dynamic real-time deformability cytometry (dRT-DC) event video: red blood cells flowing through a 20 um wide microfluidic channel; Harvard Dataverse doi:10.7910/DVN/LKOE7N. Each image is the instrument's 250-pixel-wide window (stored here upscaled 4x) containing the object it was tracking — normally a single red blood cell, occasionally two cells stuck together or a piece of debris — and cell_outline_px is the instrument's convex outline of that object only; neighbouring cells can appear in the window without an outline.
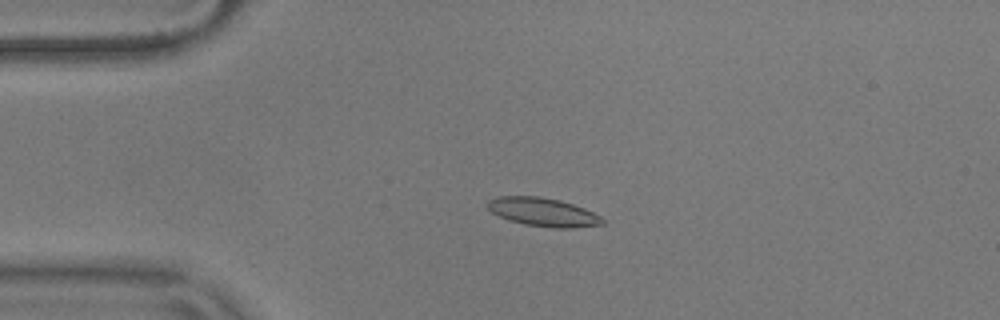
{"species": "common noctule bat (a hibernating species)", "species_latin": "Nyctalus noctula", "temperature_condition": "warm", "stored_images_in_passage": 56, "camera_frame_rate_fps": 3000, "um_per_image_px": 0.085, "animal": {"sex": "male", "body_mass_g": 17.9}, "frame": {"image": 1, "passage_image": 13, "time_ms": 4.0, "image_size_px": [1000, 320], "cell_outline_px": [[604, 224], [572, 228], [556, 228], [524, 224], [508, 220], [492, 212], [488, 208], [488, 200], [496, 196], [540, 196], [560, 200], [584, 208], [600, 216], [604, 220]], "centroid_in_image_um": [46.15, 18.02], "position_along_channel_um": 38.8, "area_um2": 19.02}}
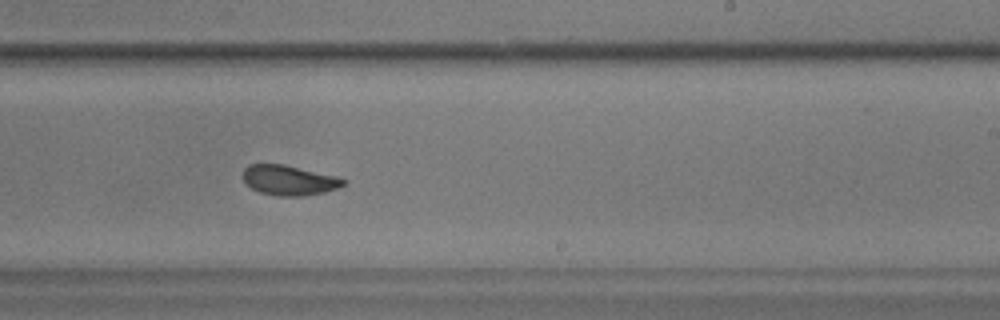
{"frame": {"image": 2, "passage_image": 34, "time_ms": 11.0, "image_size_px": [1000, 320], "cell_outline_px": [[348, 180], [344, 184], [336, 188], [324, 192], [304, 196], [280, 196], [260, 192], [252, 188], [244, 180], [244, 168], [248, 164], [284, 164], [336, 176]], "centroid_in_image_um": [24.58, 15.31], "position_along_channel_um": 264.4, "area_um2": 17.4}}
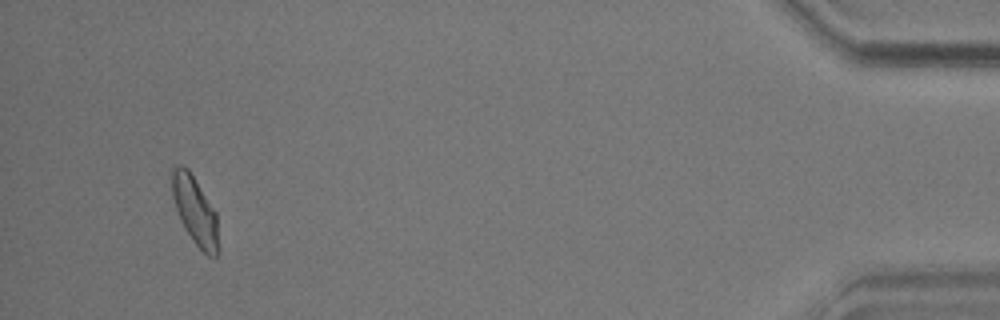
{"frame": {"image": 3, "passage_image": 53, "time_ms": 17.333, "image_size_px": [1000, 320], "cell_outline_px": [[220, 248], [216, 256], [208, 256], [192, 240], [184, 228], [180, 220], [172, 196], [172, 168], [176, 164], [184, 164], [188, 168], [216, 212]], "centroid_in_image_um": [16.58, 17.9], "position_along_channel_um": 418.6, "area_um2": 18.61}, "authors_computed_cell_mechanics": {"area_um2": 18.207, "velocity_mm_per_s": 3.6118, "shape_relaxation_time_tau1_ms": 2.8522, "shape_relaxation_time_tau2_ms": 1.5592, "deformation_change_tau1": 0.1215, "deformation_change_tau2": 0.0607}}